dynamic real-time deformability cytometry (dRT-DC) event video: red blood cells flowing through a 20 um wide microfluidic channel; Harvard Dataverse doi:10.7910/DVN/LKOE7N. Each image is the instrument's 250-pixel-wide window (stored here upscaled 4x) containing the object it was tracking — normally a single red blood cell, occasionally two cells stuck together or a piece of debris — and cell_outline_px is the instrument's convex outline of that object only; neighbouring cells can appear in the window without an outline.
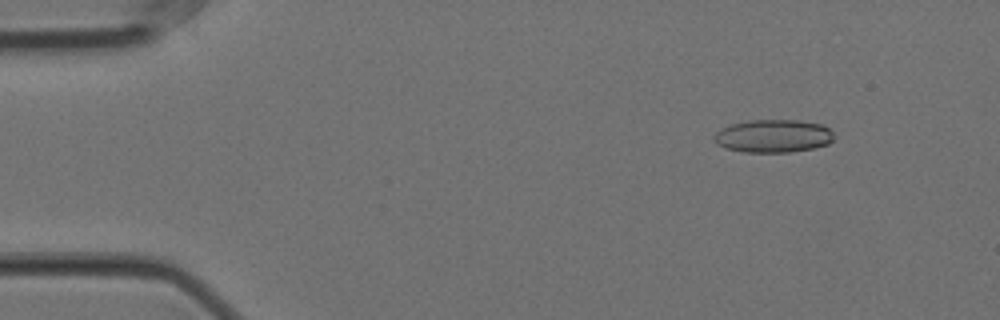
{"species": "Egyptian fruit bat (a non-hibernating species)", "species_latin": "Rousettus aegyptiacus", "temperature_condition": "cold", "stored_images_in_passage": 56, "camera_frame_rate_fps": 3000, "um_per_image_px": 0.085, "animal": {"sex": "female"}, "frame": {"image": 1, "passage_image": 6, "time_ms": 1.667, "image_size_px": [1000, 320], "cell_outline_px": [[836, 136], [828, 144], [812, 148], [788, 152], [744, 152], [724, 148], [716, 144], [712, 136], [716, 132], [732, 124], [748, 120], [800, 120], [820, 124], [828, 128]], "centroid_in_image_um": [65.72, 11.56], "position_along_channel_um": 19.3, "area_um2": 23.06}}
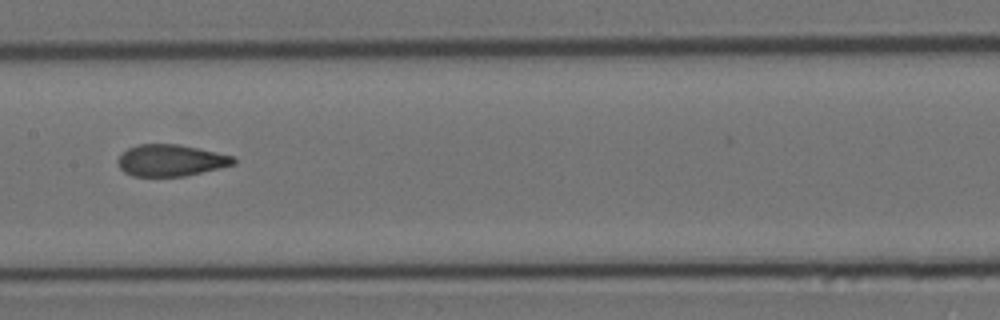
{"frame": {"image": 2, "passage_image": 28, "time_ms": 9.0, "image_size_px": [1000, 320], "cell_outline_px": [[236, 164], [184, 176], [132, 176], [124, 172], [120, 168], [116, 160], [128, 148], [140, 144], [180, 144], [216, 152], [232, 156], [236, 160]], "centroid_in_image_um": [14.5, 13.63], "position_along_channel_um": 192.9, "area_um2": 21.21}}
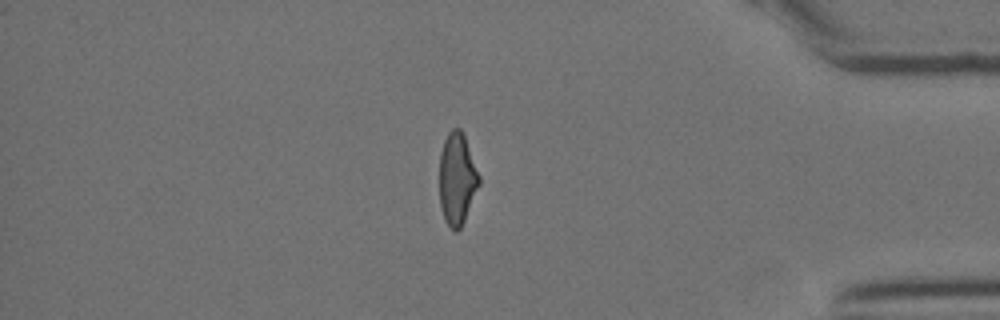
{"frame": {"image": 3, "passage_image": 48, "time_ms": 15.667, "image_size_px": [1000, 320], "cell_outline_px": [[480, 184], [464, 220], [460, 228], [456, 232], [444, 220], [440, 204], [440, 152], [444, 140], [448, 132], [452, 128], [460, 128], [464, 136], [480, 176]], "centroid_in_image_um": [38.85, 15.19], "position_along_channel_um": 396.4, "area_um2": 21.04}, "authors_computed_cell_mechanics": {"area_um2": 22.1085, "velocity_mm_per_s": 3.5515, "shape_relaxation_time_tau1_ms": 10.5283, "shape_relaxation_time_tau2_ms": 1.7742, "deformation_change_tau1": 0.2313, "deformation_change_tau2": 0.0969}}